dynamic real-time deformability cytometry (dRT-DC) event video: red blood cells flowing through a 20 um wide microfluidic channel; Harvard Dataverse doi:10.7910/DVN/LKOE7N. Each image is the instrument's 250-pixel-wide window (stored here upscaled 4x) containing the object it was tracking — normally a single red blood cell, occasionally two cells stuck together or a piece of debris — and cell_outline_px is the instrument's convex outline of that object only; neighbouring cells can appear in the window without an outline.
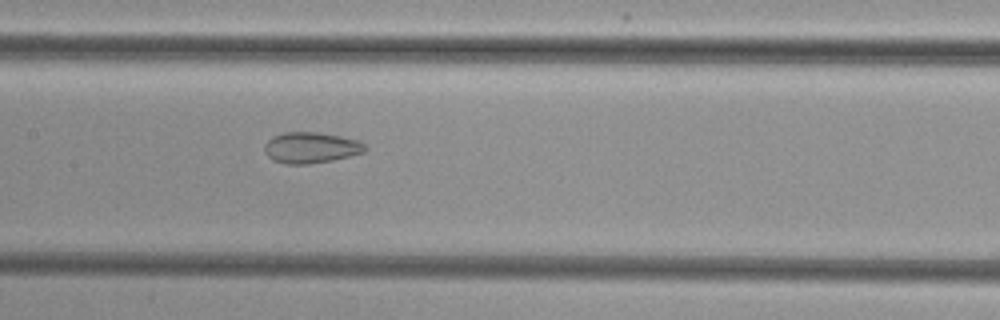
{"species": "common noctule bat (a hibernating species)", "species_latin": "Nyctalus noctula", "temperature_condition": "cold", "stored_images_in_passage": 44, "camera_frame_rate_fps": 3000, "um_per_image_px": 0.085, "animal": {"sex": "female", "body_mass_g": 29.2, "forearm_length_mm": 56.3}, "frame": {"image": 1, "passage_image": 24, "time_ms": 7.667, "image_size_px": [1000, 320], "cell_outline_px": [[368, 148], [364, 152], [332, 160], [308, 164], [284, 164], [272, 160], [264, 152], [264, 144], [272, 136], [284, 132], [316, 132], [340, 136], [356, 140], [364, 144]], "centroid_in_image_um": [26.38, 12.55], "position_along_channel_um": 181.0, "area_um2": 18.15}}
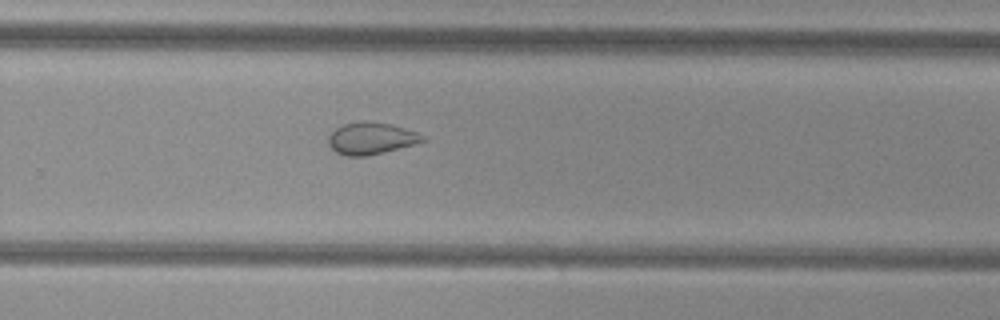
{"frame": {"image": 2, "passage_image": 33, "time_ms": 10.667, "image_size_px": [1000, 320], "cell_outline_px": [[428, 140], [416, 144], [368, 156], [344, 156], [336, 152], [328, 144], [328, 136], [336, 128], [344, 124], [392, 124], [420, 132]], "centroid_in_image_um": [31.61, 11.81], "position_along_channel_um": 298.2, "area_um2": 17.17}}
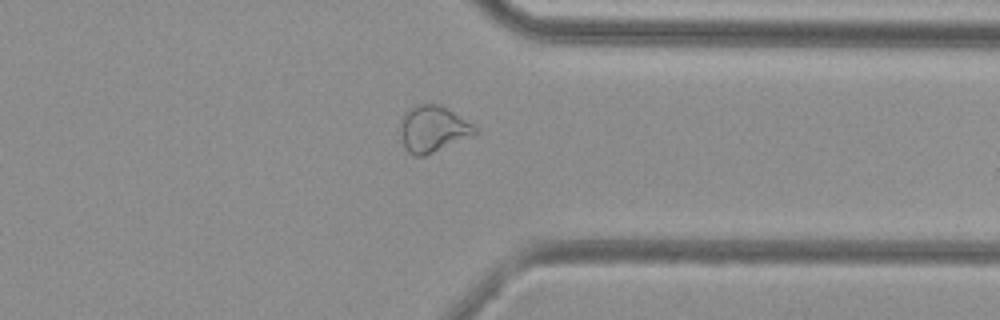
{"frame": {"image": 3, "passage_image": 39, "time_ms": 12.667, "image_size_px": [1000, 320], "cell_outline_px": [[480, 132], [424, 156], [416, 156], [408, 152], [404, 148], [400, 132], [400, 124], [404, 112], [416, 104], [440, 104], [472, 124]], "centroid_in_image_um": [36.76, 10.95], "position_along_channel_um": 374.6, "area_um2": 20.0}}